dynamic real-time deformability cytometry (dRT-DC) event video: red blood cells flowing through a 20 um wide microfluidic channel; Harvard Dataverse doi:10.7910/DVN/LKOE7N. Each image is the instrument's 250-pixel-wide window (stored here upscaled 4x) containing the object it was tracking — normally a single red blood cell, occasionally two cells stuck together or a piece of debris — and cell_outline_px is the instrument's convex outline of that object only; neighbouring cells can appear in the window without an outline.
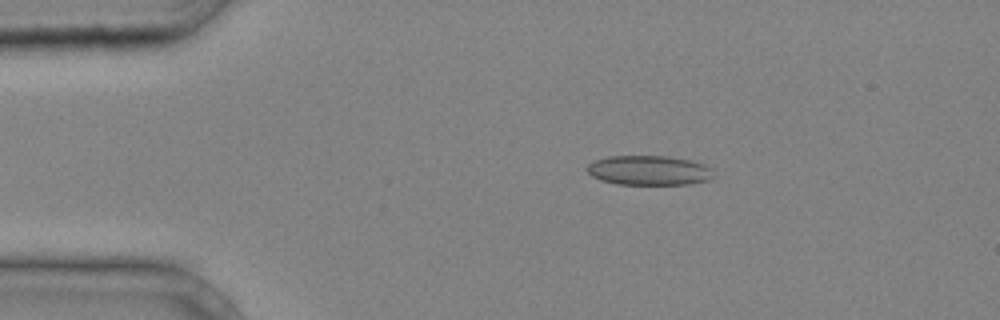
{"species": "common noctule bat (a hibernating species)", "species_latin": "Nyctalus noctula", "temperature_condition": "cold", "stored_images_in_passage": 36, "camera_frame_rate_fps": 3000, "um_per_image_px": 0.085, "animal": {"sex": "male", "body_mass_g": 20.4}, "frame": {"image": 1, "passage_image": 3, "time_ms": 0.667, "image_size_px": [1000, 320], "cell_outline_px": [[712, 180], [688, 184], [616, 184], [600, 180], [592, 176], [584, 168], [592, 160], [608, 156], [668, 156], [692, 160], [704, 164], [712, 168]], "centroid_in_image_um": [55.14, 14.47], "position_along_channel_um": 29.9, "area_um2": 22.14}}
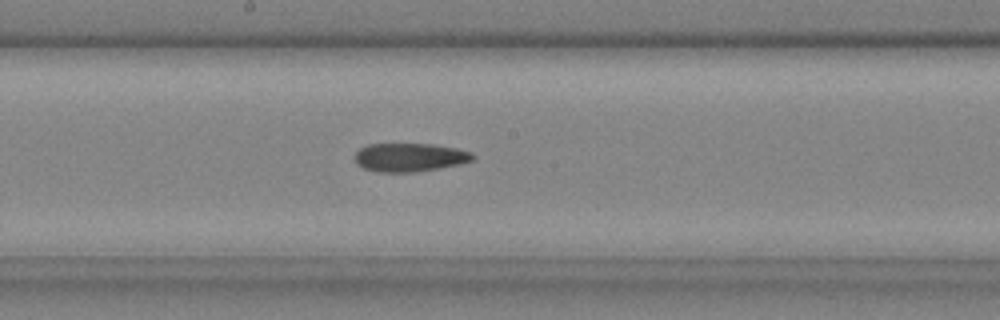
{"frame": {"image": 2, "passage_image": 18, "time_ms": 5.667, "image_size_px": [1000, 320], "cell_outline_px": [[476, 156], [472, 160], [460, 164], [440, 168], [412, 172], [376, 172], [364, 168], [356, 164], [352, 156], [360, 148], [368, 144], [432, 144], [456, 148], [472, 152]], "centroid_in_image_um": [34.79, 13.37], "position_along_channel_um": 213.4, "area_um2": 19.77}}
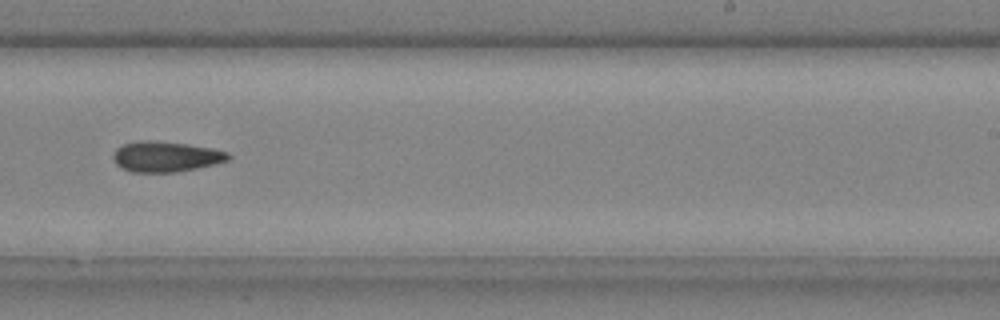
{"frame": {"image": 3, "passage_image": 22, "time_ms": 7.0, "image_size_px": [1000, 320], "cell_outline_px": [[232, 156], [228, 160], [216, 164], [176, 172], [132, 172], [120, 168], [116, 164], [112, 156], [116, 148], [124, 144], [140, 140], [152, 140], [184, 144], [212, 148], [228, 152]], "centroid_in_image_um": [14.08, 13.32], "position_along_channel_um": 274.9, "area_um2": 20.46}}